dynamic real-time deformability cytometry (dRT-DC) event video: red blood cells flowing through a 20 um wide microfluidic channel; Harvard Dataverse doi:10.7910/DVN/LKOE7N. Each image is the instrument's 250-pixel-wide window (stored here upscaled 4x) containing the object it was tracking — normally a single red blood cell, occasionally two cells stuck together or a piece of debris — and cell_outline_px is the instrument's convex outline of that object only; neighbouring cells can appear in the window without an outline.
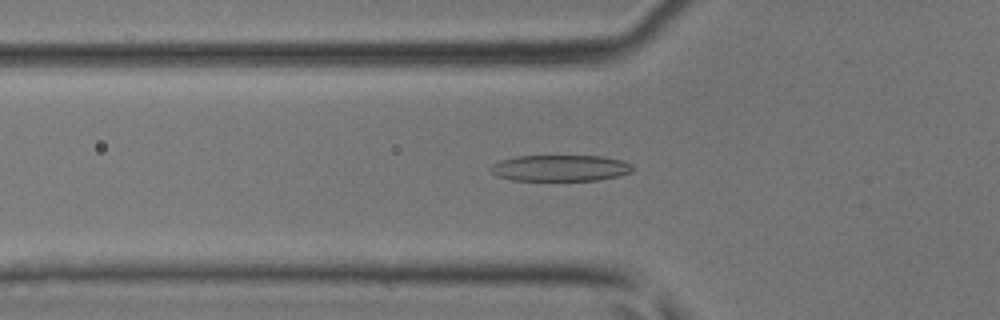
{"species": "common noctule bat (a hibernating species)", "species_latin": "Nyctalus noctula", "temperature_condition": "room temperature", "stored_images_in_passage": 43, "camera_frame_rate_fps": 3000, "um_per_image_px": 0.085, "animal": {"sex": "male", "body_mass_g": 17.9, "forearm_length_mm": 54.2}, "frame": {"image": 1, "passage_image": 13, "time_ms": 4.0, "image_size_px": [1000, 320], "cell_outline_px": [[632, 172], [620, 176], [596, 180], [512, 180], [496, 176], [488, 168], [492, 164], [500, 160], [516, 156], [600, 156], [624, 160], [632, 164]], "centroid_in_image_um": [47.62, 14.28], "position_along_channel_um": 78.2, "area_um2": 21.85}}
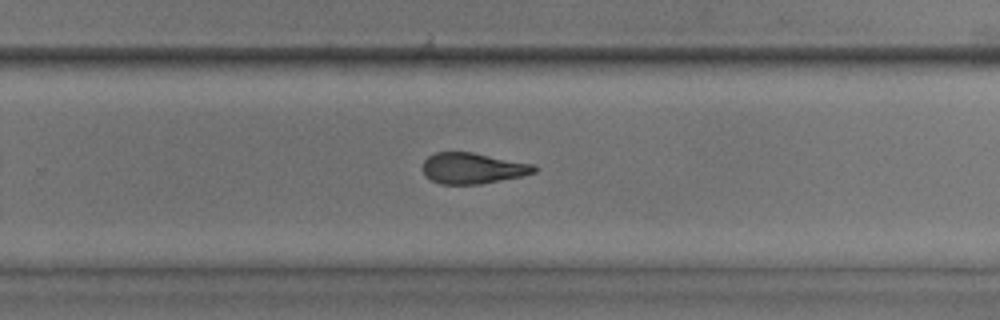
{"frame": {"image": 2, "passage_image": 27, "time_ms": 8.667, "image_size_px": [1000, 320], "cell_outline_px": [[536, 172], [520, 176], [480, 184], [440, 184], [424, 176], [424, 160], [428, 156], [436, 152], [472, 152], [536, 164]], "centroid_in_image_um": [40.19, 14.29], "position_along_channel_um": 289.6, "area_um2": 20.06}}
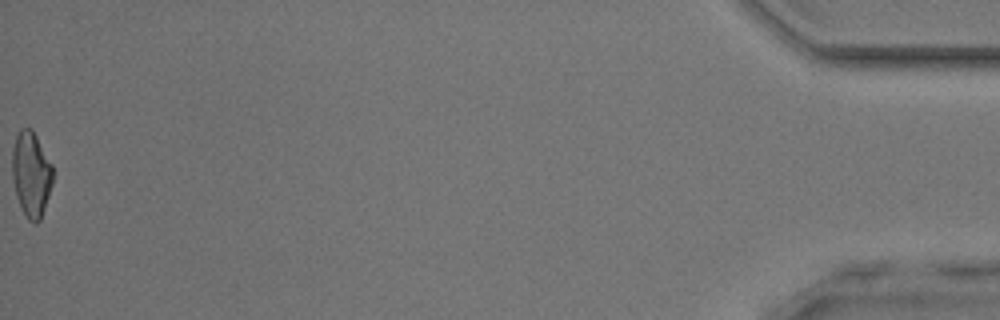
{"frame": {"image": 3, "passage_image": 43, "time_ms": 14.0, "image_size_px": [1000, 320], "cell_outline_px": [[52, 184], [40, 220], [36, 224], [28, 220], [20, 208], [16, 196], [12, 180], [12, 148], [16, 136], [20, 128], [32, 128], [52, 164]], "centroid_in_image_um": [2.63, 14.8], "position_along_channel_um": 432.6, "area_um2": 20.29}}